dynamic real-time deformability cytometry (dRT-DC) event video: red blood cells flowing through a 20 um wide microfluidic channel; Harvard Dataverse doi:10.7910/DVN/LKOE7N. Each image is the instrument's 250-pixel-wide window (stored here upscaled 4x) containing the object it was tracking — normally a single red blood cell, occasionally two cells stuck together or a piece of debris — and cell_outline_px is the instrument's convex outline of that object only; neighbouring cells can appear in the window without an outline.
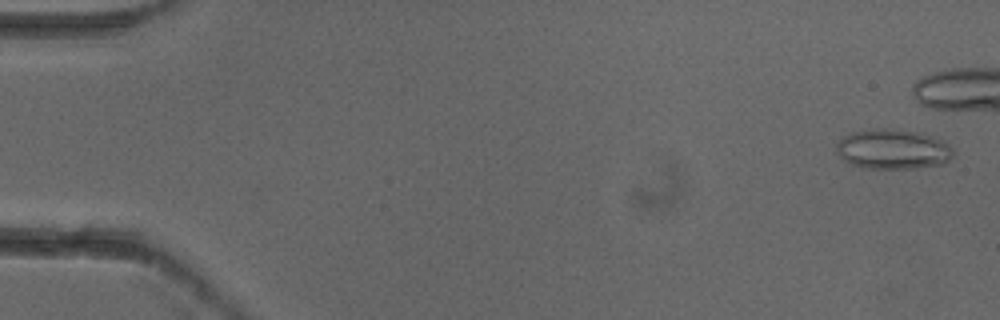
{"species": "common noctule bat (a hibernating species)", "species_latin": "Nyctalus noctula", "temperature_condition": "cold", "stored_images_in_passage": 6, "camera_frame_rate_fps": 3000, "um_per_image_px": 0.085, "animal": {"sex": "female"}, "frame": {"image": 1, "passage_image": 1, "time_ms": 0.0, "image_size_px": [1000, 320], "cell_outline_px": [[956, 156], [944, 164], [916, 168], [864, 168], [852, 164], [844, 160], [836, 152], [836, 144], [844, 136], [852, 132], [872, 128], [892, 128], [924, 132], [944, 140], [952, 148]], "centroid_in_image_um": [75.96, 12.66], "position_along_channel_um": 9.0, "area_um2": 27.8}}